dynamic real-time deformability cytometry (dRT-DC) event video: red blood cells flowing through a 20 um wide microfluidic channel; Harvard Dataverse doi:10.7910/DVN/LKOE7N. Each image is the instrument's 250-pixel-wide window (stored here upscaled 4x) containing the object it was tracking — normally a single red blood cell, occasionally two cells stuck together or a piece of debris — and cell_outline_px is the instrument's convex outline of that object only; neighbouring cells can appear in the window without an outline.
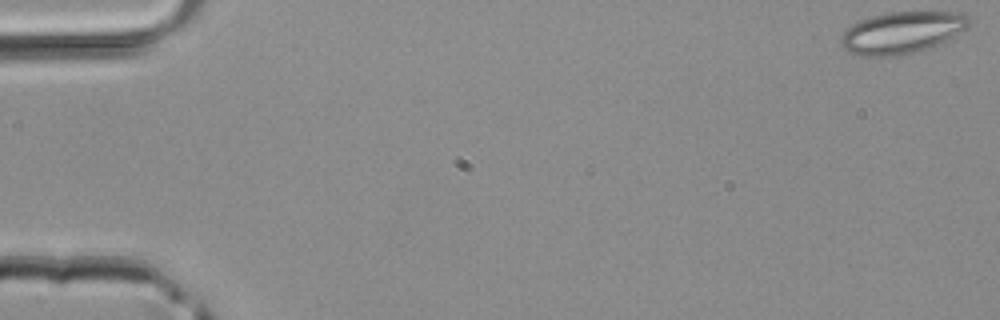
{"species": "common noctule bat (a hibernating species)", "species_latin": "Nyctalus noctula", "temperature_condition": "room temperature", "stored_images_in_passage": 11, "camera_frame_rate_fps": 3000, "um_per_image_px": 0.085, "animal": {"sex": "male", "body_mass_g": 20.4}, "frame": {"image": 1, "passage_image": 1, "time_ms": 0.0, "image_size_px": [1000, 320], "cell_outline_px": [[972, 20], [968, 28], [952, 40], [944, 44], [932, 48], [892, 56], [864, 56], [848, 52], [840, 44], [840, 36], [852, 24], [860, 20], [872, 16], [888, 12], [964, 12]], "centroid_in_image_um": [76.75, 2.77], "position_along_channel_um": 8.2, "area_um2": 31.85}}